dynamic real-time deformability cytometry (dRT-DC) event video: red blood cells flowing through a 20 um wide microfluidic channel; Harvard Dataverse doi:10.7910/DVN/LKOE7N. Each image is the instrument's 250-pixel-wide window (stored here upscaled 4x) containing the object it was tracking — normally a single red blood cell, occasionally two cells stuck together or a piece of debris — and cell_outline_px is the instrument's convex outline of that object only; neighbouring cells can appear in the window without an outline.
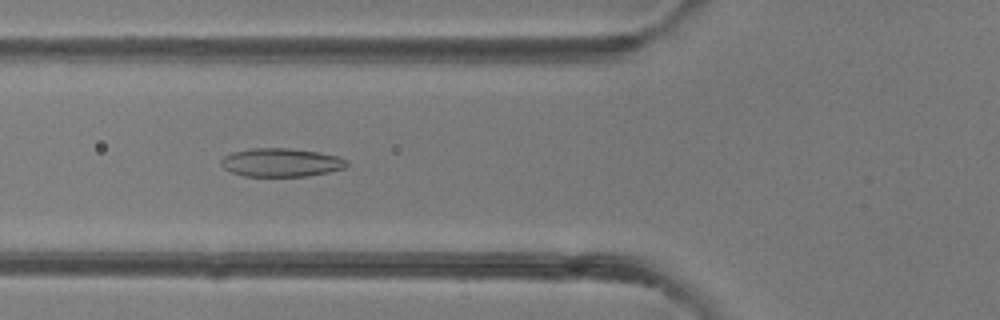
{"species": "common noctule bat (a hibernating species)", "species_latin": "Nyctalus noctula", "temperature_condition": "room temperature", "stored_images_in_passage": 48, "camera_frame_rate_fps": 3000, "um_per_image_px": 0.085, "animal": {"sex": "female"}, "frame": {"image": 1, "passage_image": 18, "time_ms": 5.667, "image_size_px": [1000, 320], "cell_outline_px": [[348, 164], [344, 168], [328, 172], [308, 176], [244, 176], [232, 172], [224, 168], [220, 164], [220, 160], [224, 156], [232, 152], [252, 148], [288, 148], [320, 152], [340, 156], [348, 160]], "centroid_in_image_um": [23.91, 13.8], "position_along_channel_um": 101.9, "area_um2": 20.98}}
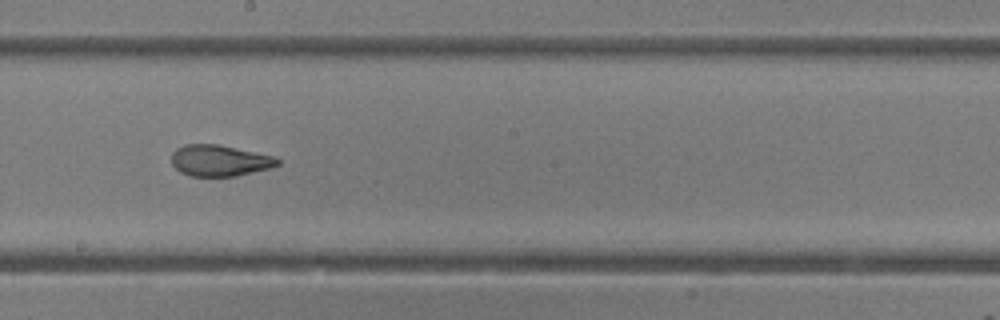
{"frame": {"image": 2, "passage_image": 27, "time_ms": 8.667, "image_size_px": [1000, 320], "cell_outline_px": [[280, 164], [272, 168], [236, 176], [192, 176], [180, 172], [172, 164], [172, 152], [176, 148], [184, 144], [216, 144], [276, 156], [280, 160]], "centroid_in_image_um": [18.69, 13.65], "position_along_channel_um": 229.5, "area_um2": 19.42}}
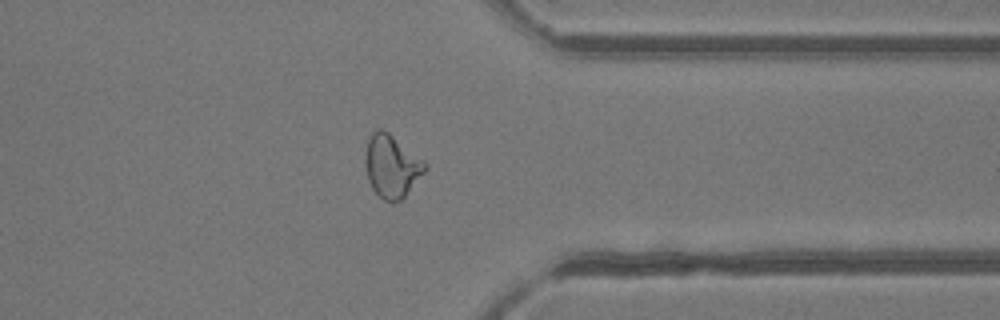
{"frame": {"image": 3, "passage_image": 38, "time_ms": 12.333, "image_size_px": [1000, 320], "cell_outline_px": [[428, 168], [404, 196], [400, 200], [392, 204], [384, 200], [372, 188], [368, 180], [364, 164], [364, 156], [368, 140], [372, 132], [376, 128], [380, 128], [388, 132], [424, 160], [428, 164]], "centroid_in_image_um": [33.28, 14.12], "position_along_channel_um": 378.1, "area_um2": 21.91}, "authors_computed_cell_mechanics": {"area_um2": 22.5131, "velocity_mm_per_s": 4.237, "shape_relaxation_time_tau1_ms": 6.6595, "shape_relaxation_time_tau2_ms": 1.2501, "deformation_change_tau1": 0.1933, "deformation_change_tau2": 0.0787}}